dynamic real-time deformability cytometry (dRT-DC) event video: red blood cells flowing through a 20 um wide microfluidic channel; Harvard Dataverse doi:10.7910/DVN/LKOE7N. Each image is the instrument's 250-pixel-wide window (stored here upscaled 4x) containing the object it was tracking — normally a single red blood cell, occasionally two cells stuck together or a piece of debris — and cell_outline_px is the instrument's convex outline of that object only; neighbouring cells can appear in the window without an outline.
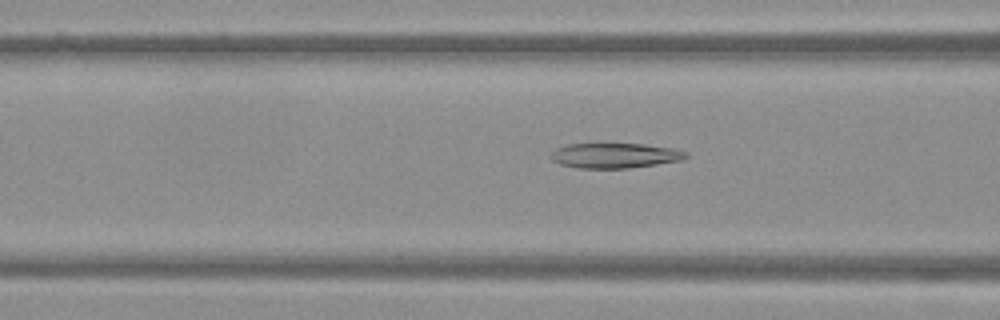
{"species": "Egyptian fruit bat (a non-hibernating species)", "species_latin": "Rousettus aegyptiacus", "temperature_condition": "warm", "stored_images_in_passage": 38, "camera_frame_rate_fps": 3000, "um_per_image_px": 0.085, "frame": {"image": 1, "passage_image": 8, "time_ms": 2.333, "image_size_px": [1000, 320], "cell_outline_px": [[688, 156], [680, 160], [656, 164], [628, 168], [576, 168], [560, 164], [552, 160], [552, 152], [556, 148], [568, 144], [644, 144], [676, 148], [688, 152]], "centroid_in_image_um": [52.28, 13.22], "position_along_channel_um": 114.3, "area_um2": 19.65}}
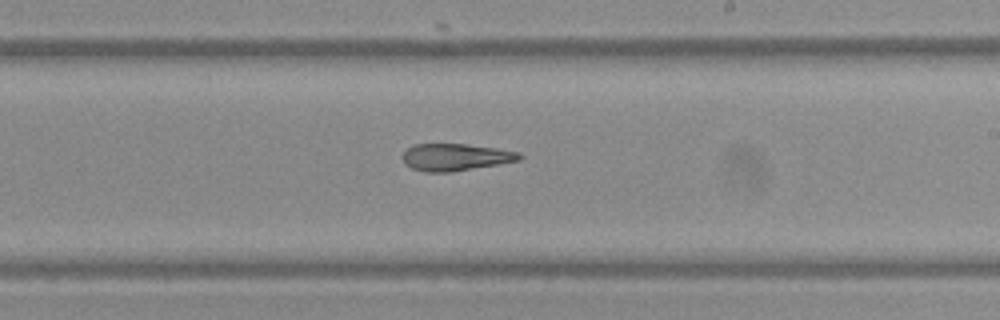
{"frame": {"image": 2, "passage_image": 18, "time_ms": 5.667, "image_size_px": [1000, 320], "cell_outline_px": [[524, 156], [520, 160], [448, 172], [424, 172], [412, 168], [404, 164], [400, 156], [412, 144], [464, 144], [496, 148], [520, 152]], "centroid_in_image_um": [38.67, 13.35], "position_along_channel_um": 250.3, "area_um2": 18.38}}
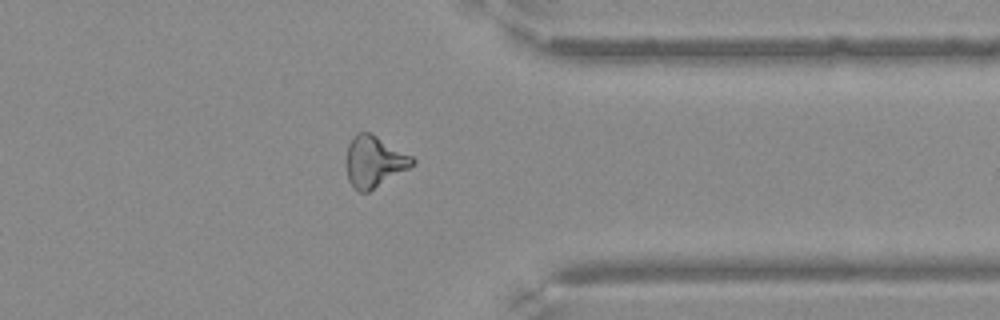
{"frame": {"image": 3, "passage_image": 28, "time_ms": 9.0, "image_size_px": [1000, 320], "cell_outline_px": [[416, 164], [368, 192], [360, 192], [348, 180], [344, 164], [344, 160], [348, 144], [352, 136], [356, 132], [368, 132], [376, 136], [412, 156], [416, 160]], "centroid_in_image_um": [31.76, 13.72], "position_along_channel_um": 379.6, "area_um2": 19.88}}